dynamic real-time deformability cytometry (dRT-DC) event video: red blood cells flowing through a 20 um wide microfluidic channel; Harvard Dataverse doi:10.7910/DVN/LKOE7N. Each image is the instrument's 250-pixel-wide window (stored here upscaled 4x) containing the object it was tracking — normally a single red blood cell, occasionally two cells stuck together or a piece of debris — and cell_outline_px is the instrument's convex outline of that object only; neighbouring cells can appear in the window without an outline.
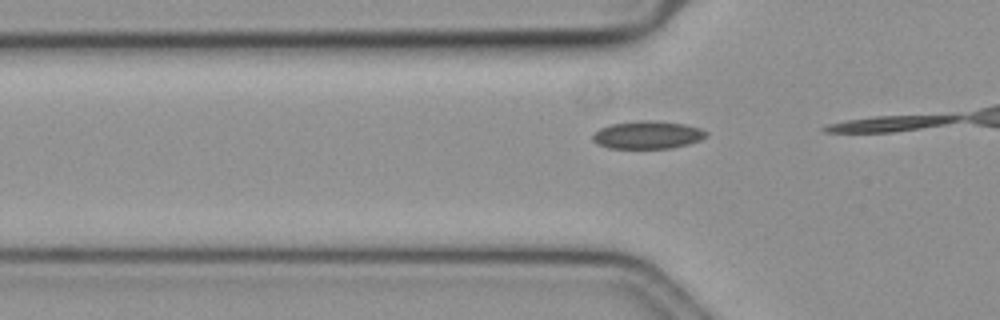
{"species": "common noctule bat (a hibernating species)", "species_latin": "Nyctalus noctula", "temperature_condition": "cold", "stored_images_in_passage": 16, "camera_frame_rate_fps": 3000, "um_per_image_px": 0.085, "animal": {"sex": "female", "body_mass_g": 19.3, "forearm_length_mm": 54.1}, "frame": {"image": 1, "passage_image": 14, "time_ms": 4.333, "image_size_px": [1000, 320], "cell_outline_px": [[708, 136], [700, 140], [688, 144], [672, 148], [608, 148], [596, 144], [592, 140], [592, 132], [608, 124], [640, 120], [652, 120], [684, 124], [700, 128], [708, 132]], "centroid_in_image_um": [55.01, 11.46], "position_along_channel_um": 70.8, "area_um2": 18.67}}